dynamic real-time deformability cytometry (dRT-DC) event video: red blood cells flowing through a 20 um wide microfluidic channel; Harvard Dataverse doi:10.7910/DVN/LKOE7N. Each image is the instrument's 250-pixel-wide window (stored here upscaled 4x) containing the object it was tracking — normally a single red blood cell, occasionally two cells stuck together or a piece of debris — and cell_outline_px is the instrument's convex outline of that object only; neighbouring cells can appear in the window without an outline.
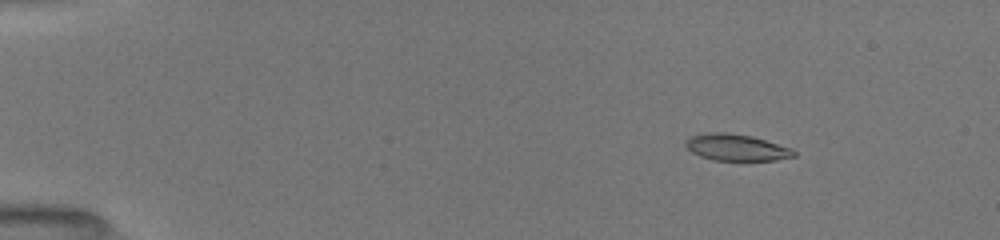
{"species": "common noctule bat (a hibernating species)", "species_latin": "Nyctalus noctula", "temperature_condition": "room temperature", "stored_images_in_passage": 38, "camera_frame_rate_fps": 3000, "um_per_image_px": 0.085, "animal": {"sex": "female", "body_mass_g": 19.5, "forearm_length_mm": 54.1}, "frame": {"image": 1, "passage_image": 6, "time_ms": 2.333, "image_size_px": [1000, 240], "cell_outline_px": [[796, 156], [776, 160], [712, 160], [700, 156], [692, 152], [684, 144], [684, 140], [692, 136], [708, 132], [728, 132], [752, 136], [792, 148], [796, 152]], "centroid_in_image_um": [62.59, 12.53], "position_along_channel_um": 22.4, "area_um2": 16.82}}
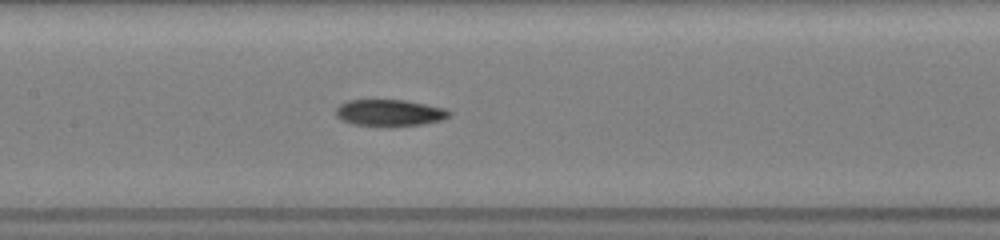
{"frame": {"image": 2, "passage_image": 18, "time_ms": 8.667, "image_size_px": [1000, 240], "cell_outline_px": [[452, 112], [448, 116], [440, 120], [424, 124], [388, 128], [352, 124], [336, 116], [336, 108], [340, 104], [348, 100], [404, 100], [444, 108]], "centroid_in_image_um": [33.09, 9.61], "position_along_channel_um": 174.3, "area_um2": 17.8}}
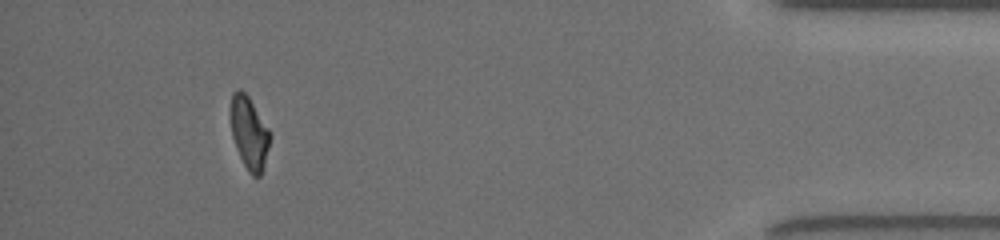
{"frame": {"image": 3, "passage_image": 34, "time_ms": 16.0, "image_size_px": [1000, 240], "cell_outline_px": [[272, 136], [264, 164], [260, 176], [252, 176], [248, 172], [236, 148], [232, 136], [228, 112], [232, 92], [240, 88], [248, 96], [268, 128]], "centroid_in_image_um": [21.15, 11.26], "position_along_channel_um": 414.1, "area_um2": 16.88}, "authors_computed_cell_mechanics": {"area_um2": 17.3689, "velocity_mm_per_s": 4.0106, "shape_relaxation_time_tau1_ms": null, "shape_relaxation_time_tau2_ms": 5.663, "deformation_change_tau1": null, "deformation_change_tau2": 0.1358}}